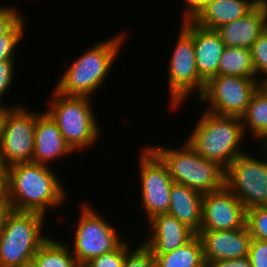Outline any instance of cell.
Instances as JSON below:
<instances>
[{"label": "cell", "instance_id": "cell-30", "mask_svg": "<svg viewBox=\"0 0 267 267\" xmlns=\"http://www.w3.org/2000/svg\"><path fill=\"white\" fill-rule=\"evenodd\" d=\"M25 16L17 7L0 6V36L8 34Z\"/></svg>", "mask_w": 267, "mask_h": 267}, {"label": "cell", "instance_id": "cell-4", "mask_svg": "<svg viewBox=\"0 0 267 267\" xmlns=\"http://www.w3.org/2000/svg\"><path fill=\"white\" fill-rule=\"evenodd\" d=\"M52 92L46 112L56 122L73 153L94 147L102 132L93 112L92 100L89 97L61 95L55 90Z\"/></svg>", "mask_w": 267, "mask_h": 267}, {"label": "cell", "instance_id": "cell-35", "mask_svg": "<svg viewBox=\"0 0 267 267\" xmlns=\"http://www.w3.org/2000/svg\"><path fill=\"white\" fill-rule=\"evenodd\" d=\"M205 267H252L248 256L237 259L205 261Z\"/></svg>", "mask_w": 267, "mask_h": 267}, {"label": "cell", "instance_id": "cell-33", "mask_svg": "<svg viewBox=\"0 0 267 267\" xmlns=\"http://www.w3.org/2000/svg\"><path fill=\"white\" fill-rule=\"evenodd\" d=\"M212 1L213 0H184V6L187 7L182 13L183 19L181 20V22L193 20Z\"/></svg>", "mask_w": 267, "mask_h": 267}, {"label": "cell", "instance_id": "cell-8", "mask_svg": "<svg viewBox=\"0 0 267 267\" xmlns=\"http://www.w3.org/2000/svg\"><path fill=\"white\" fill-rule=\"evenodd\" d=\"M267 156V146L261 147ZM244 153L225 169V186L241 201L245 210L267 206V157Z\"/></svg>", "mask_w": 267, "mask_h": 267}, {"label": "cell", "instance_id": "cell-38", "mask_svg": "<svg viewBox=\"0 0 267 267\" xmlns=\"http://www.w3.org/2000/svg\"><path fill=\"white\" fill-rule=\"evenodd\" d=\"M17 267H37V265L34 263V261H30L28 263L21 264L20 266Z\"/></svg>", "mask_w": 267, "mask_h": 267}, {"label": "cell", "instance_id": "cell-23", "mask_svg": "<svg viewBox=\"0 0 267 267\" xmlns=\"http://www.w3.org/2000/svg\"><path fill=\"white\" fill-rule=\"evenodd\" d=\"M33 261L37 267H78L80 265L67 242L58 241L54 237H49L40 246Z\"/></svg>", "mask_w": 267, "mask_h": 267}, {"label": "cell", "instance_id": "cell-36", "mask_svg": "<svg viewBox=\"0 0 267 267\" xmlns=\"http://www.w3.org/2000/svg\"><path fill=\"white\" fill-rule=\"evenodd\" d=\"M12 210V208H0V235L4 230L6 219Z\"/></svg>", "mask_w": 267, "mask_h": 267}, {"label": "cell", "instance_id": "cell-20", "mask_svg": "<svg viewBox=\"0 0 267 267\" xmlns=\"http://www.w3.org/2000/svg\"><path fill=\"white\" fill-rule=\"evenodd\" d=\"M202 197V193L173 182L168 214L198 233L202 222Z\"/></svg>", "mask_w": 267, "mask_h": 267}, {"label": "cell", "instance_id": "cell-31", "mask_svg": "<svg viewBox=\"0 0 267 267\" xmlns=\"http://www.w3.org/2000/svg\"><path fill=\"white\" fill-rule=\"evenodd\" d=\"M248 258L252 267H267V241L252 238Z\"/></svg>", "mask_w": 267, "mask_h": 267}, {"label": "cell", "instance_id": "cell-13", "mask_svg": "<svg viewBox=\"0 0 267 267\" xmlns=\"http://www.w3.org/2000/svg\"><path fill=\"white\" fill-rule=\"evenodd\" d=\"M245 221L243 204L226 186L203 194L200 230H234L243 228Z\"/></svg>", "mask_w": 267, "mask_h": 267}, {"label": "cell", "instance_id": "cell-10", "mask_svg": "<svg viewBox=\"0 0 267 267\" xmlns=\"http://www.w3.org/2000/svg\"><path fill=\"white\" fill-rule=\"evenodd\" d=\"M261 84L257 77L217 75L206 83L198 101L208 104L206 111L215 115L241 117Z\"/></svg>", "mask_w": 267, "mask_h": 267}, {"label": "cell", "instance_id": "cell-32", "mask_svg": "<svg viewBox=\"0 0 267 267\" xmlns=\"http://www.w3.org/2000/svg\"><path fill=\"white\" fill-rule=\"evenodd\" d=\"M16 60H5L0 62V102L2 103V99L5 94H7L10 89L16 75L15 70ZM9 89V90H8Z\"/></svg>", "mask_w": 267, "mask_h": 267}, {"label": "cell", "instance_id": "cell-14", "mask_svg": "<svg viewBox=\"0 0 267 267\" xmlns=\"http://www.w3.org/2000/svg\"><path fill=\"white\" fill-rule=\"evenodd\" d=\"M204 261L237 259L248 256L252 237L246 227L234 230H200Z\"/></svg>", "mask_w": 267, "mask_h": 267}, {"label": "cell", "instance_id": "cell-7", "mask_svg": "<svg viewBox=\"0 0 267 267\" xmlns=\"http://www.w3.org/2000/svg\"><path fill=\"white\" fill-rule=\"evenodd\" d=\"M83 203L73 244L69 246L79 264L117 249L125 240L121 239L117 227L98 214L91 203ZM106 219V220H105ZM72 246V247H71Z\"/></svg>", "mask_w": 267, "mask_h": 267}, {"label": "cell", "instance_id": "cell-3", "mask_svg": "<svg viewBox=\"0 0 267 267\" xmlns=\"http://www.w3.org/2000/svg\"><path fill=\"white\" fill-rule=\"evenodd\" d=\"M188 137L185 141L201 157L224 169L246 153L241 146L246 142L241 117L219 116L205 111Z\"/></svg>", "mask_w": 267, "mask_h": 267}, {"label": "cell", "instance_id": "cell-12", "mask_svg": "<svg viewBox=\"0 0 267 267\" xmlns=\"http://www.w3.org/2000/svg\"><path fill=\"white\" fill-rule=\"evenodd\" d=\"M139 154L141 203L146 220L169 211L172 177L167 165L147 145Z\"/></svg>", "mask_w": 267, "mask_h": 267}, {"label": "cell", "instance_id": "cell-15", "mask_svg": "<svg viewBox=\"0 0 267 267\" xmlns=\"http://www.w3.org/2000/svg\"><path fill=\"white\" fill-rule=\"evenodd\" d=\"M181 26L193 37L196 68L200 78L207 83L218 75L225 44L216 30L200 27L193 20L184 21Z\"/></svg>", "mask_w": 267, "mask_h": 267}, {"label": "cell", "instance_id": "cell-34", "mask_svg": "<svg viewBox=\"0 0 267 267\" xmlns=\"http://www.w3.org/2000/svg\"><path fill=\"white\" fill-rule=\"evenodd\" d=\"M0 208H12L9 200V178L4 167L0 168Z\"/></svg>", "mask_w": 267, "mask_h": 267}, {"label": "cell", "instance_id": "cell-1", "mask_svg": "<svg viewBox=\"0 0 267 267\" xmlns=\"http://www.w3.org/2000/svg\"><path fill=\"white\" fill-rule=\"evenodd\" d=\"M50 167L24 162L6 168L9 178V200L14 211L39 212L46 215L50 212L48 210H58L67 202V190L63 189V182Z\"/></svg>", "mask_w": 267, "mask_h": 267}, {"label": "cell", "instance_id": "cell-2", "mask_svg": "<svg viewBox=\"0 0 267 267\" xmlns=\"http://www.w3.org/2000/svg\"><path fill=\"white\" fill-rule=\"evenodd\" d=\"M127 34L119 33L105 41H96L80 57L69 64L53 88L65 96H93L112 70Z\"/></svg>", "mask_w": 267, "mask_h": 267}, {"label": "cell", "instance_id": "cell-9", "mask_svg": "<svg viewBox=\"0 0 267 267\" xmlns=\"http://www.w3.org/2000/svg\"><path fill=\"white\" fill-rule=\"evenodd\" d=\"M177 42L172 51L168 66L169 105L172 110L179 109L190 95L196 92L200 97L206 83L200 78L195 61L193 37L181 26Z\"/></svg>", "mask_w": 267, "mask_h": 267}, {"label": "cell", "instance_id": "cell-24", "mask_svg": "<svg viewBox=\"0 0 267 267\" xmlns=\"http://www.w3.org/2000/svg\"><path fill=\"white\" fill-rule=\"evenodd\" d=\"M218 75L257 77L251 50L243 47H225L220 57Z\"/></svg>", "mask_w": 267, "mask_h": 267}, {"label": "cell", "instance_id": "cell-37", "mask_svg": "<svg viewBox=\"0 0 267 267\" xmlns=\"http://www.w3.org/2000/svg\"><path fill=\"white\" fill-rule=\"evenodd\" d=\"M10 107H15V103H14V105L7 106L6 104H4V103L2 104L0 102V133L2 130V124H3L4 116L7 113V111L10 109Z\"/></svg>", "mask_w": 267, "mask_h": 267}, {"label": "cell", "instance_id": "cell-25", "mask_svg": "<svg viewBox=\"0 0 267 267\" xmlns=\"http://www.w3.org/2000/svg\"><path fill=\"white\" fill-rule=\"evenodd\" d=\"M27 24L25 17L8 33L0 36V62L5 60H16V49L24 38V28Z\"/></svg>", "mask_w": 267, "mask_h": 267}, {"label": "cell", "instance_id": "cell-18", "mask_svg": "<svg viewBox=\"0 0 267 267\" xmlns=\"http://www.w3.org/2000/svg\"><path fill=\"white\" fill-rule=\"evenodd\" d=\"M34 152L32 162L47 165L72 153L56 122L47 113L36 116Z\"/></svg>", "mask_w": 267, "mask_h": 267}, {"label": "cell", "instance_id": "cell-39", "mask_svg": "<svg viewBox=\"0 0 267 267\" xmlns=\"http://www.w3.org/2000/svg\"><path fill=\"white\" fill-rule=\"evenodd\" d=\"M78 267H88L86 264H80Z\"/></svg>", "mask_w": 267, "mask_h": 267}, {"label": "cell", "instance_id": "cell-22", "mask_svg": "<svg viewBox=\"0 0 267 267\" xmlns=\"http://www.w3.org/2000/svg\"><path fill=\"white\" fill-rule=\"evenodd\" d=\"M153 255L155 267H205L203 245L198 235L171 252Z\"/></svg>", "mask_w": 267, "mask_h": 267}, {"label": "cell", "instance_id": "cell-19", "mask_svg": "<svg viewBox=\"0 0 267 267\" xmlns=\"http://www.w3.org/2000/svg\"><path fill=\"white\" fill-rule=\"evenodd\" d=\"M261 1L267 0H213L193 21L200 27L216 30L221 25L243 18Z\"/></svg>", "mask_w": 267, "mask_h": 267}, {"label": "cell", "instance_id": "cell-16", "mask_svg": "<svg viewBox=\"0 0 267 267\" xmlns=\"http://www.w3.org/2000/svg\"><path fill=\"white\" fill-rule=\"evenodd\" d=\"M150 233L142 241L153 254H165L184 246L197 233L172 215L160 214L148 221Z\"/></svg>", "mask_w": 267, "mask_h": 267}, {"label": "cell", "instance_id": "cell-29", "mask_svg": "<svg viewBox=\"0 0 267 267\" xmlns=\"http://www.w3.org/2000/svg\"><path fill=\"white\" fill-rule=\"evenodd\" d=\"M123 267H155L152 251L142 242L140 246L131 248L125 255Z\"/></svg>", "mask_w": 267, "mask_h": 267}, {"label": "cell", "instance_id": "cell-5", "mask_svg": "<svg viewBox=\"0 0 267 267\" xmlns=\"http://www.w3.org/2000/svg\"><path fill=\"white\" fill-rule=\"evenodd\" d=\"M167 165L175 183L183 184L202 194L225 186V169L201 157L187 142L178 148L148 145Z\"/></svg>", "mask_w": 267, "mask_h": 267}, {"label": "cell", "instance_id": "cell-27", "mask_svg": "<svg viewBox=\"0 0 267 267\" xmlns=\"http://www.w3.org/2000/svg\"><path fill=\"white\" fill-rule=\"evenodd\" d=\"M250 50L255 75L261 83H264L267 81V28L254 42Z\"/></svg>", "mask_w": 267, "mask_h": 267}, {"label": "cell", "instance_id": "cell-11", "mask_svg": "<svg viewBox=\"0 0 267 267\" xmlns=\"http://www.w3.org/2000/svg\"><path fill=\"white\" fill-rule=\"evenodd\" d=\"M10 107L4 116L0 133V163L2 167L32 162L37 112L27 107ZM28 110V111H27Z\"/></svg>", "mask_w": 267, "mask_h": 267}, {"label": "cell", "instance_id": "cell-17", "mask_svg": "<svg viewBox=\"0 0 267 267\" xmlns=\"http://www.w3.org/2000/svg\"><path fill=\"white\" fill-rule=\"evenodd\" d=\"M267 28V1H261L251 12L241 19L221 25L219 33L225 47L250 49Z\"/></svg>", "mask_w": 267, "mask_h": 267}, {"label": "cell", "instance_id": "cell-6", "mask_svg": "<svg viewBox=\"0 0 267 267\" xmlns=\"http://www.w3.org/2000/svg\"><path fill=\"white\" fill-rule=\"evenodd\" d=\"M46 218L39 212H10L0 235V267H17L33 260L50 237L43 235Z\"/></svg>", "mask_w": 267, "mask_h": 267}, {"label": "cell", "instance_id": "cell-21", "mask_svg": "<svg viewBox=\"0 0 267 267\" xmlns=\"http://www.w3.org/2000/svg\"><path fill=\"white\" fill-rule=\"evenodd\" d=\"M244 133L267 146V87L262 83L253 94L246 112L241 116Z\"/></svg>", "mask_w": 267, "mask_h": 267}, {"label": "cell", "instance_id": "cell-26", "mask_svg": "<svg viewBox=\"0 0 267 267\" xmlns=\"http://www.w3.org/2000/svg\"><path fill=\"white\" fill-rule=\"evenodd\" d=\"M245 225L253 239L267 241V206L248 209Z\"/></svg>", "mask_w": 267, "mask_h": 267}, {"label": "cell", "instance_id": "cell-28", "mask_svg": "<svg viewBox=\"0 0 267 267\" xmlns=\"http://www.w3.org/2000/svg\"><path fill=\"white\" fill-rule=\"evenodd\" d=\"M129 242L124 241L117 249L102 254L86 263L88 267H123L126 253L130 250Z\"/></svg>", "mask_w": 267, "mask_h": 267}]
</instances>
